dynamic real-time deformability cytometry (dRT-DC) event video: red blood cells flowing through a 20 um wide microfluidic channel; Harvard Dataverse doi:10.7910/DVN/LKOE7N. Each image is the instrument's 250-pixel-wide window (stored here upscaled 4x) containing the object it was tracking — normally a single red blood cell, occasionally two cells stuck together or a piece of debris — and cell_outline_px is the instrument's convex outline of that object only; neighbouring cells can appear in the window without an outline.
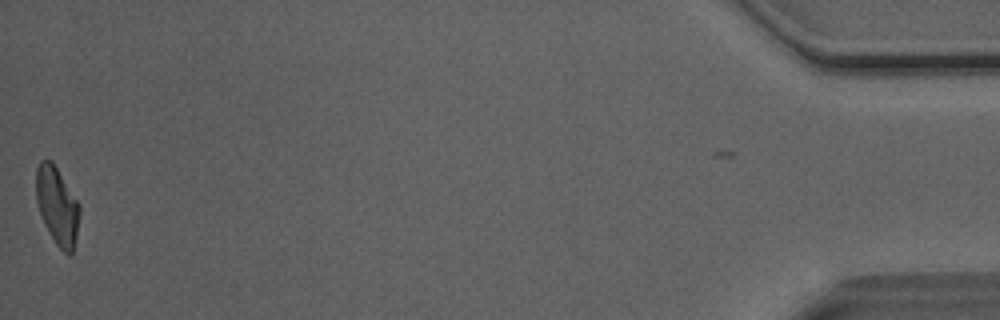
{"species": "Egyptian fruit bat (a non-hibernating species)", "species_latin": "Rousettus aegyptiacus", "temperature_condition": "room temperature", "stored_images_in_passage": 51, "camera_frame_rate_fps": 3000, "um_per_image_px": 0.085, "animal": {"sex": "male"}, "frame": {"image": 1, "passage_image": 50, "time_ms": 16.333, "image_size_px": [1000, 320], "cell_outline_px": [[80, 212], [76, 236], [72, 252], [68, 256], [56, 244], [48, 232], [44, 224], [36, 200], [36, 168], [40, 160], [52, 160], [80, 204]], "centroid_in_image_um": [4.86, 17.47], "position_along_channel_um": 430.3, "area_um2": 19.71}, "authors_computed_cell_mechanics": {"area_um2": 20.6346, "velocity_mm_per_s": 4.0615, "shape_relaxation_time_tau1_ms": 5.9492, "shape_relaxation_time_tau2_ms": 2.3713, "deformation_change_tau1": 0.1915, "deformation_change_tau2": 0.0935}}